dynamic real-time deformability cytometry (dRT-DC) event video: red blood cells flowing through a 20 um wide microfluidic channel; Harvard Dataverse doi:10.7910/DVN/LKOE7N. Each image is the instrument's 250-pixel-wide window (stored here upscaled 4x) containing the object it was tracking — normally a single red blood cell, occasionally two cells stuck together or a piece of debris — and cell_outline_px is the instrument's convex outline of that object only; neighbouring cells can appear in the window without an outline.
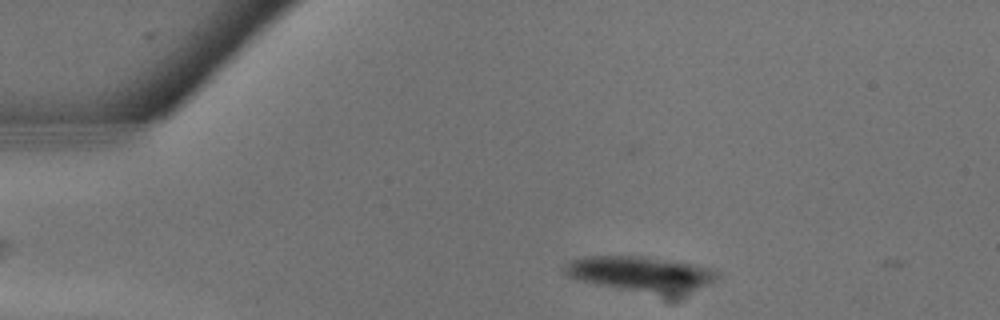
{"species": "common noctule bat (a hibernating species)", "species_latin": "Nyctalus noctula", "temperature_condition": "warm", "stored_images_in_passage": 4, "camera_frame_rate_fps": 3000, "um_per_image_px": 0.085, "animal": {"sex": "male", "body_mass_g": 13.3}, "frame": {"image": 1, "passage_image": 1, "time_ms": 0.0, "image_size_px": [1000, 320], "cell_outline_px": [[716, 280], [708, 284], [696, 288], [664, 292], [660, 292], [620, 288], [580, 280], [568, 276], [564, 272], [564, 264], [568, 260], [580, 256], [648, 256], [684, 260], [708, 268], [716, 272]], "centroid_in_image_um": [54.39, 23.18], "position_along_channel_um": 30.6, "area_um2": 30.29}}